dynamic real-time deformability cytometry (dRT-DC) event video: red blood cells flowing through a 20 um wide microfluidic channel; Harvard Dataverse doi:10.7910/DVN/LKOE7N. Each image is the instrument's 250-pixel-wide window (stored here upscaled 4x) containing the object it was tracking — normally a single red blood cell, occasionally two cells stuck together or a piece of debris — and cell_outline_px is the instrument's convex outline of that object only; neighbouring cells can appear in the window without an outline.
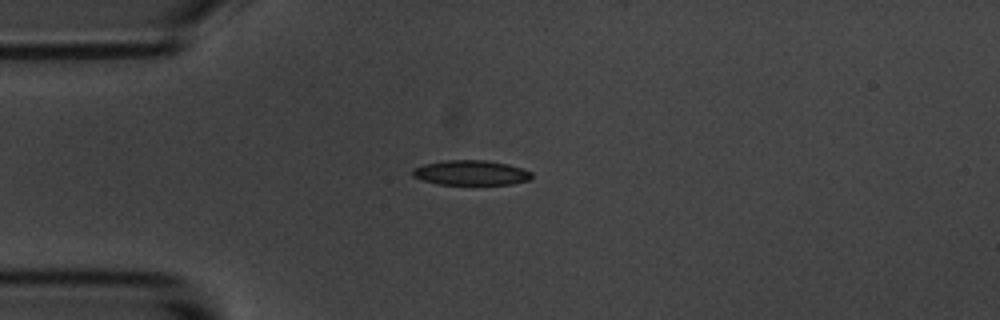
{"species": "common noctule bat (a hibernating species)", "species_latin": "Nyctalus noctula", "temperature_condition": "room temperature", "stored_images_in_passage": 6, "camera_frame_rate_fps": 3000, "um_per_image_px": 0.085, "animal": {"sex": "male", "body_mass_g": 20.1, "forearm_length_mm": 53.5}, "frame": {"image": 1, "passage_image": 1, "time_ms": 0.0, "image_size_px": [1000, 320], "cell_outline_px": [[532, 176], [528, 180], [512, 184], [436, 184], [412, 176], [412, 168], [424, 164], [448, 160], [484, 160], [508, 164], [532, 172]], "centroid_in_image_um": [40.01, 14.68], "position_along_channel_um": 45.0, "area_um2": 17.11}}
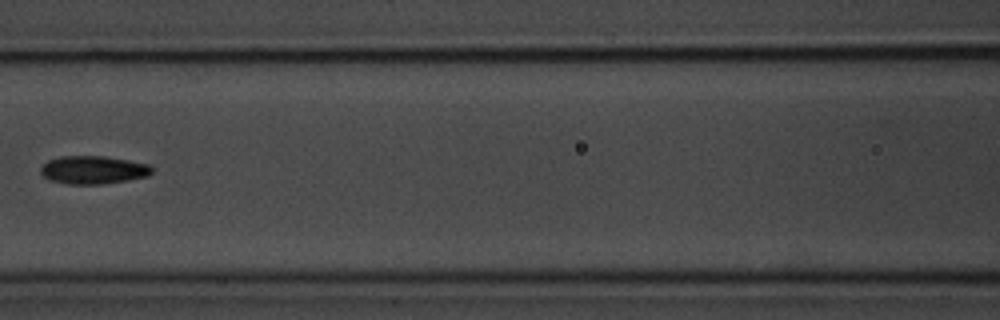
{"frame": {"image": 2, "passage_image": 4, "time_ms": 3.667, "image_size_px": [1000, 320], "cell_outline_px": [[152, 172], [148, 176], [128, 180], [100, 184], [68, 184], [48, 180], [40, 172], [40, 168], [48, 160], [60, 156], [104, 156], [128, 160], [148, 164], [152, 168]], "centroid_in_image_um": [7.9, 14.44], "position_along_channel_um": 158.7, "area_um2": 18.21}}
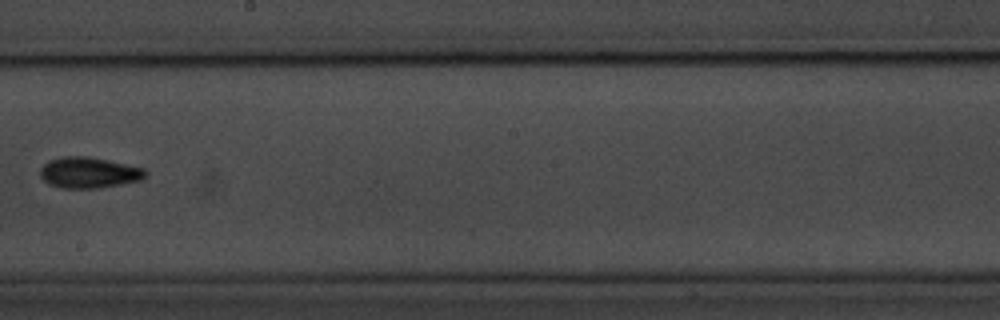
{"frame": {"image": 3, "passage_image": 6, "time_ms": 6.0, "image_size_px": [1000, 320], "cell_outline_px": [[148, 172], [140, 180], [100, 188], [60, 188], [48, 184], [40, 176], [40, 168], [48, 160], [60, 156], [88, 156], [108, 160], [144, 168]], "centroid_in_image_um": [7.51, 14.66], "position_along_channel_um": 240.7, "area_um2": 19.07}}